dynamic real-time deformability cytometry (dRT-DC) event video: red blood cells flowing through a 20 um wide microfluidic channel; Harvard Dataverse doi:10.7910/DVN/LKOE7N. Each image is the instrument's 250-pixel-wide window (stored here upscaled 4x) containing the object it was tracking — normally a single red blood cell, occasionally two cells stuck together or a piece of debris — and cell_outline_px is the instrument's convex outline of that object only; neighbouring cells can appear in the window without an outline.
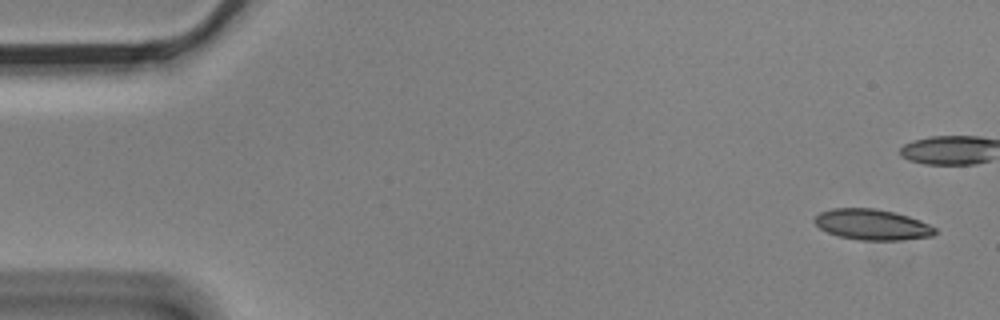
{"species": "Egyptian fruit bat (a non-hibernating species)", "species_latin": "Rousettus aegyptiacus", "temperature_condition": "cold", "stored_images_in_passage": 7, "camera_frame_rate_fps": 3000, "um_per_image_px": 0.085, "animal": {"sex": "male"}, "frame": {"image": 1, "passage_image": 1, "time_ms": 0.0, "image_size_px": [1000, 320], "cell_outline_px": [[936, 232], [932, 236], [900, 240], [860, 240], [840, 236], [828, 232], [820, 228], [812, 220], [820, 212], [832, 208], [876, 208], [908, 216], [920, 220], [936, 228]], "centroid_in_image_um": [74.12, 19.08], "position_along_channel_um": 10.9, "area_um2": 21.44}}
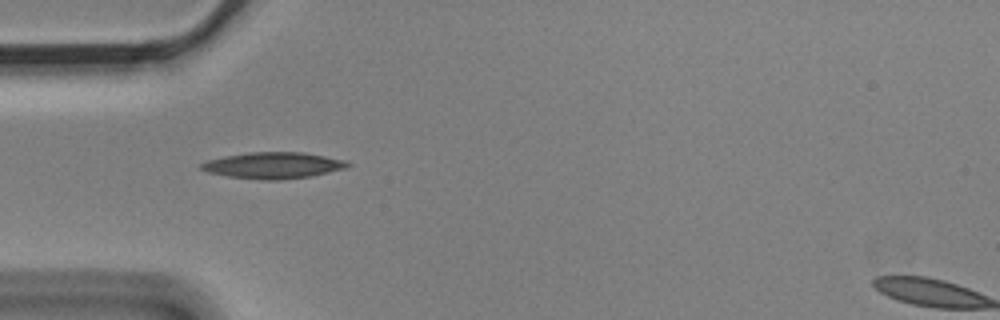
{"frame": {"image": 2, "passage_image": 6, "time_ms": 1.667, "image_size_px": [1000, 320], "cell_outline_px": [[352, 164], [348, 168], [308, 176], [280, 180], [264, 180], [228, 176], [208, 172], [200, 168], [200, 164], [208, 160], [224, 156], [248, 152], [304, 152], [344, 160]], "centroid_in_image_um": [23.23, 14.05], "position_along_channel_um": 61.8, "area_um2": 22.31}}
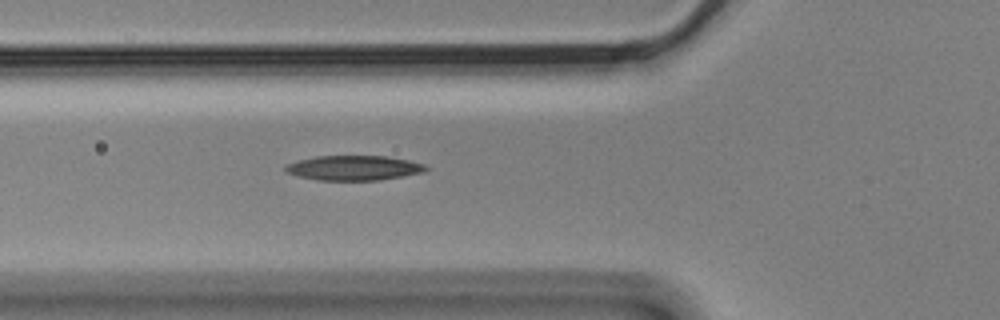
{"frame": {"image": 3, "passage_image": 7, "time_ms": 2.0, "image_size_px": [1000, 320], "cell_outline_px": [[428, 168], [424, 172], [380, 180], [316, 180], [284, 172], [284, 164], [316, 156], [388, 156], [408, 160], [424, 164]], "centroid_in_image_um": [30.05, 14.27], "position_along_channel_um": 95.8, "area_um2": 20.29}}